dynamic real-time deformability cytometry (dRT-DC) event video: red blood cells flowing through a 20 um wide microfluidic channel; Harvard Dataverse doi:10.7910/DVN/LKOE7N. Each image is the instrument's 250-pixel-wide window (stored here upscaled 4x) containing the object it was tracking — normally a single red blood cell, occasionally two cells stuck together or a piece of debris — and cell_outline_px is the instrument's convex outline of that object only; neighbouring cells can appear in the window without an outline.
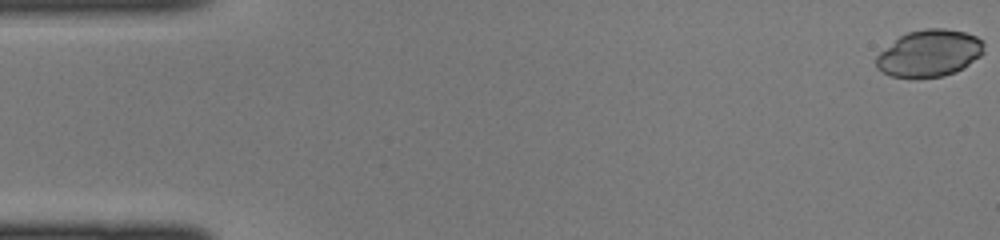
{"species": "common noctule bat (a hibernating species)", "species_latin": "Nyctalus noctula", "temperature_condition": "cold", "stored_images_in_passage": 45, "camera_frame_rate_fps": 3000, "um_per_image_px": 0.085, "animal": {"sex": "female", "body_mass_g": 22.0, "forearm_length_mm": 56.7}, "frame": {"image": 1, "passage_image": 1, "time_ms": 0.0, "image_size_px": [1000, 240], "cell_outline_px": [[984, 52], [980, 56], [964, 68], [956, 72], [944, 76], [892, 76], [876, 68], [876, 56], [880, 52], [900, 36], [908, 32], [924, 28], [944, 28], [964, 32], [976, 36], [984, 40]], "centroid_in_image_um": [79.04, 4.5], "position_along_channel_um": 6.0, "area_um2": 29.19}}